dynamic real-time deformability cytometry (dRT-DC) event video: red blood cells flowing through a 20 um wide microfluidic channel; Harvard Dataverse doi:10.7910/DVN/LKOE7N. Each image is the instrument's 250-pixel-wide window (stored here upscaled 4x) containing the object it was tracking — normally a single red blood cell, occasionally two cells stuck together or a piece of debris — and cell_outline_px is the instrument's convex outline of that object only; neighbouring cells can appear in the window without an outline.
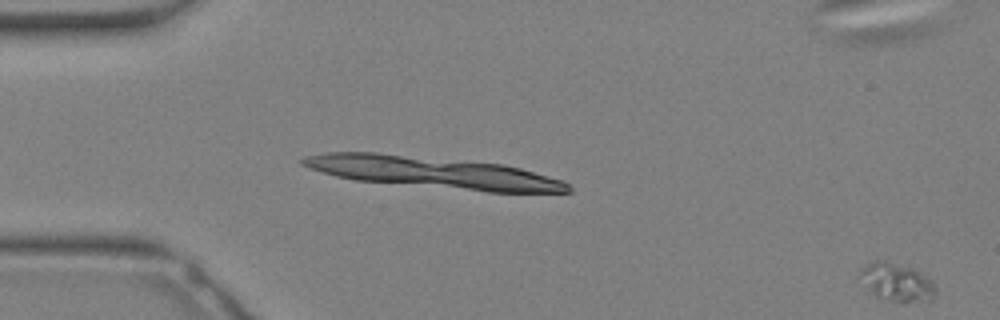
{"species": "Egyptian fruit bat (a non-hibernating species)", "species_latin": "Rousettus aegyptiacus", "temperature_condition": "warm", "stored_images_in_passage": 3, "camera_frame_rate_fps": 3000, "um_per_image_px": 0.085, "animal": {"sex": "female"}, "frame": {"image": 1, "passage_image": 3, "time_ms": 0.667, "image_size_px": [1000, 320], "cell_outline_px": [[936, 296], [932, 300], [904, 304], [900, 304], [876, 296], [856, 280], [856, 276], [864, 264], [876, 260], [888, 260], [912, 268], [920, 272], [932, 280], [936, 288]], "centroid_in_image_um": [76.18, 24.0], "position_along_channel_um": 8.8, "area_um2": 17.74}}